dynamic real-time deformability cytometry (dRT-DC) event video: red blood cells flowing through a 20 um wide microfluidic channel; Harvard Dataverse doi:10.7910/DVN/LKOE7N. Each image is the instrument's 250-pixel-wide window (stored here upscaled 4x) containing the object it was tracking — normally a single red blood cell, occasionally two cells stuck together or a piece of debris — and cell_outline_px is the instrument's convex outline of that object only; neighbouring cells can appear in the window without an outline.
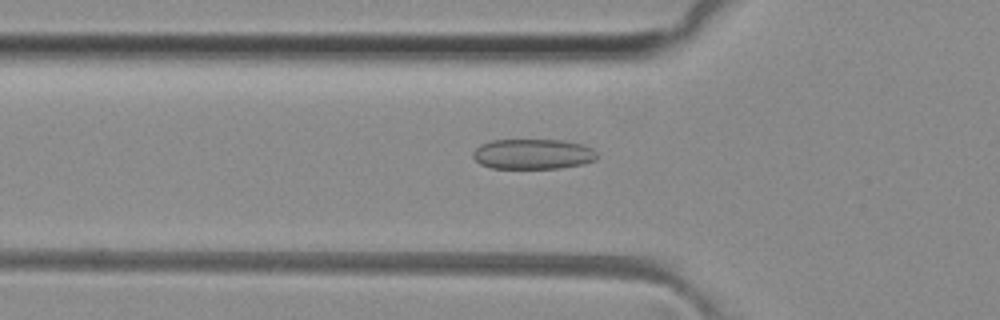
{"species": "common noctule bat (a hibernating species)", "species_latin": "Nyctalus noctula", "temperature_condition": "room temperature", "stored_images_in_passage": 50, "camera_frame_rate_fps": 3000, "um_per_image_px": 0.085, "animal": {"sex": "female", "body_mass_g": 29.2, "forearm_length_mm": 56.3}, "frame": {"image": 1, "passage_image": 17, "time_ms": 5.333, "image_size_px": [1000, 320], "cell_outline_px": [[596, 160], [584, 164], [560, 168], [492, 168], [480, 164], [472, 156], [472, 152], [480, 144], [492, 140], [564, 140], [580, 144], [592, 148], [596, 152]], "centroid_in_image_um": [45.29, 13.09], "position_along_channel_um": 80.5, "area_um2": 21.91}}
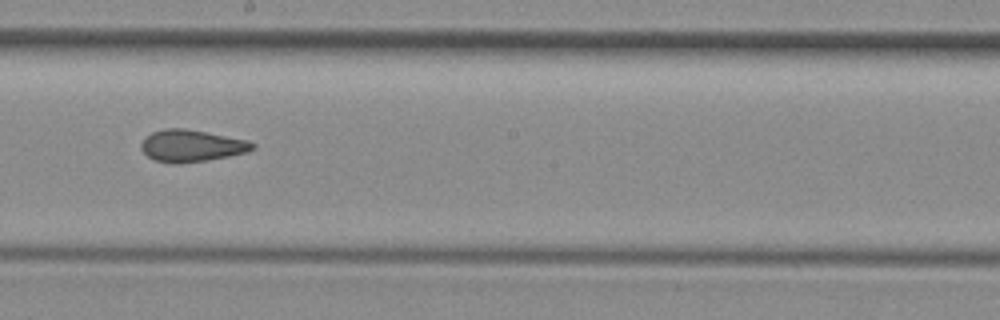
{"frame": {"image": 2, "passage_image": 28, "time_ms": 9.0, "image_size_px": [1000, 320], "cell_outline_px": [[256, 148], [248, 152], [228, 156], [204, 160], [176, 164], [172, 164], [152, 160], [140, 148], [140, 144], [152, 132], [168, 128], [184, 128], [248, 140], [256, 144]], "centroid_in_image_um": [16.29, 12.4], "position_along_channel_um": 231.9, "area_um2": 20.63}}
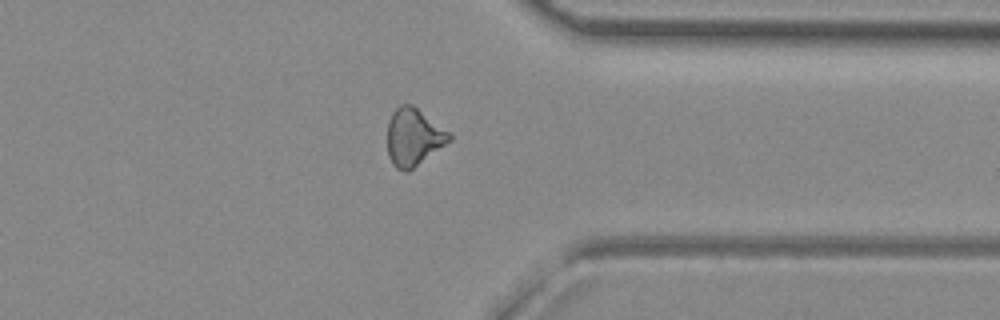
{"frame": {"image": 3, "passage_image": 39, "time_ms": 12.667, "image_size_px": [1000, 320], "cell_outline_px": [[452, 140], [408, 172], [404, 172], [396, 168], [392, 164], [388, 156], [388, 120], [392, 112], [400, 104], [412, 104], [448, 132], [452, 136]], "centroid_in_image_um": [35.13, 11.67], "position_along_channel_um": 376.3, "area_um2": 20.63}, "authors_computed_cell_mechanics": {"area_um2": 21.0103, "velocity_mm_per_s": 4.1141, "shape_relaxation_time_tau1_ms": null, "shape_relaxation_time_tau2_ms": 1.6979, "deformation_change_tau1": null, "deformation_change_tau2": 0.0885}}